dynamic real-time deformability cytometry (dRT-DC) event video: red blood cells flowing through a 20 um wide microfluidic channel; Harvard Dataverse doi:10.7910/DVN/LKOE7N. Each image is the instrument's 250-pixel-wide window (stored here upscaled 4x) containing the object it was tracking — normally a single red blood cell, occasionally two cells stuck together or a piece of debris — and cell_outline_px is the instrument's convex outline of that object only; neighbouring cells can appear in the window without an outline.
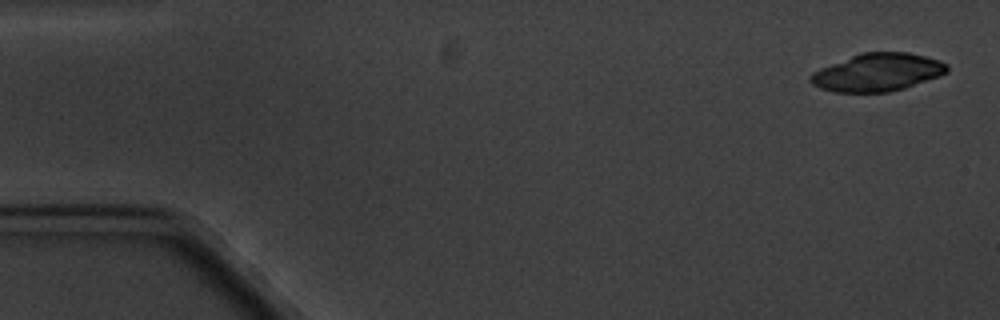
{"species": "common noctule bat (a hibernating species)", "species_latin": "Nyctalus noctula", "temperature_condition": "cold", "stored_images_in_passage": 10, "camera_frame_rate_fps": 3000, "um_per_image_px": 0.085, "animal": {"sex": "male", "body_mass_g": 20.1, "forearm_length_mm": 53.5}, "frame": {"image": 1, "passage_image": 1, "time_ms": 0.0, "image_size_px": [1000, 320], "cell_outline_px": [[948, 72], [940, 76], [904, 88], [888, 92], [832, 92], [820, 88], [812, 84], [808, 80], [808, 76], [812, 72], [820, 68], [860, 52], [908, 52], [940, 60], [948, 64]], "centroid_in_image_um": [74.57, 6.15], "position_along_channel_um": 10.4, "area_um2": 30.29}}